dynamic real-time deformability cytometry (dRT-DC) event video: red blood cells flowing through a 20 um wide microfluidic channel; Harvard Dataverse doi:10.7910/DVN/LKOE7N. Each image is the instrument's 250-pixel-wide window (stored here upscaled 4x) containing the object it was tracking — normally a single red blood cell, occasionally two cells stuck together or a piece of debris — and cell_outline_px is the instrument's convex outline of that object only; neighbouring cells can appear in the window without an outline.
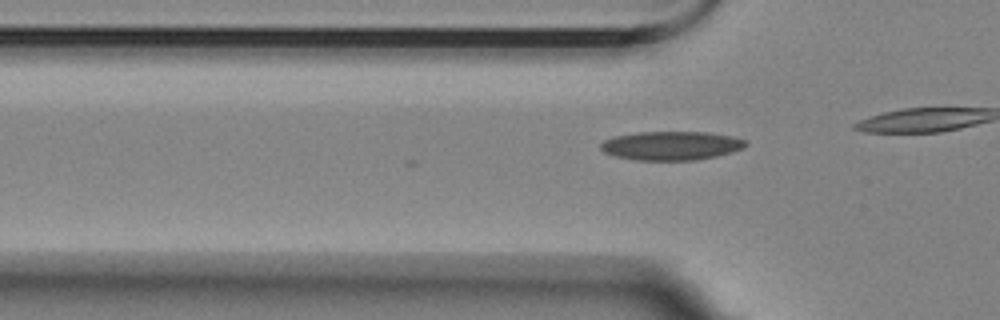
{"species": "Egyptian fruit bat (a non-hibernating species)", "species_latin": "Rousettus aegyptiacus", "temperature_condition": "room temperature", "stored_images_in_passage": 40, "camera_frame_rate_fps": 3000, "um_per_image_px": 0.085, "animal": {"sex": "female"}, "frame": {"image": 1, "passage_image": 6, "time_ms": 1.667, "image_size_px": [1000, 320], "cell_outline_px": [[748, 144], [744, 148], [732, 152], [716, 156], [696, 160], [636, 160], [616, 156], [604, 152], [600, 148], [600, 144], [604, 140], [612, 136], [636, 132], [708, 132], [732, 136], [744, 140]], "centroid_in_image_um": [57.05, 12.37], "position_along_channel_um": 68.8, "area_um2": 24.45}}
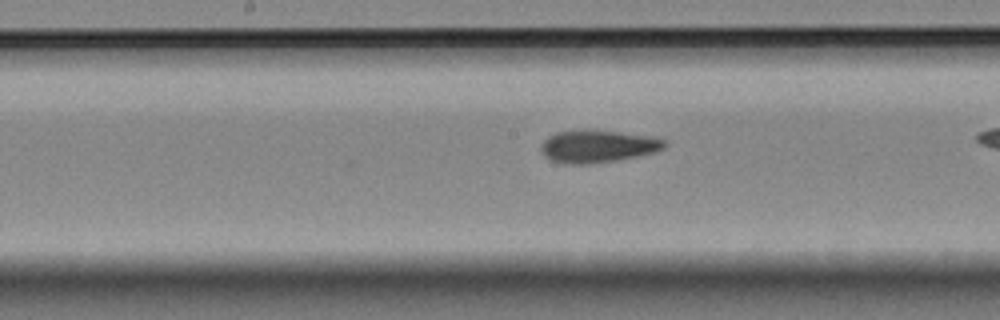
{"frame": {"image": 2, "passage_image": 17, "time_ms": 5.333, "image_size_px": [1000, 320], "cell_outline_px": [[668, 144], [664, 148], [656, 152], [616, 160], [588, 164], [564, 164], [548, 160], [540, 152], [540, 144], [548, 136], [556, 132], [584, 128], [656, 136], [664, 140]], "centroid_in_image_um": [50.77, 12.42], "position_along_channel_um": 197.4, "area_um2": 24.04}}
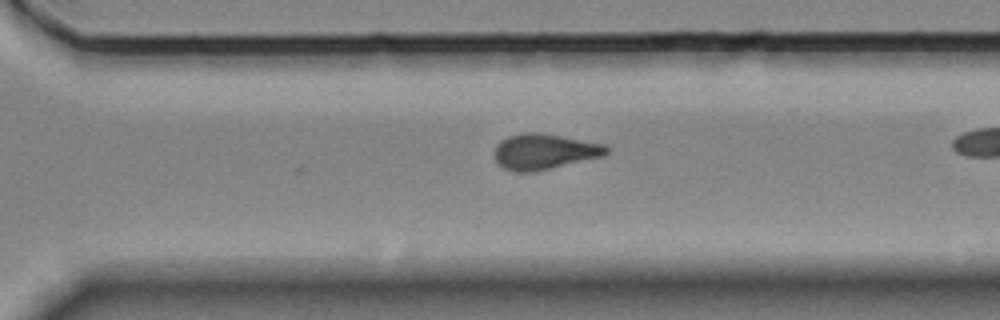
{"frame": {"image": 3, "passage_image": 28, "time_ms": 9.0, "image_size_px": [1000, 320], "cell_outline_px": [[608, 152], [604, 156], [532, 172], [516, 172], [504, 168], [496, 160], [496, 144], [508, 136], [528, 132], [536, 132], [608, 144]], "centroid_in_image_um": [46.3, 12.88], "position_along_channel_um": 324.3, "area_um2": 22.95}, "authors_computed_cell_mechanics": {"area_um2": 22.7154, "velocity_mm_per_s": 3.4724, "shape_relaxation_time_tau1_ms": null, "shape_relaxation_time_tau2_ms": 3.8265, "deformation_change_tau1": null, "deformation_change_tau2": 0.1108}}